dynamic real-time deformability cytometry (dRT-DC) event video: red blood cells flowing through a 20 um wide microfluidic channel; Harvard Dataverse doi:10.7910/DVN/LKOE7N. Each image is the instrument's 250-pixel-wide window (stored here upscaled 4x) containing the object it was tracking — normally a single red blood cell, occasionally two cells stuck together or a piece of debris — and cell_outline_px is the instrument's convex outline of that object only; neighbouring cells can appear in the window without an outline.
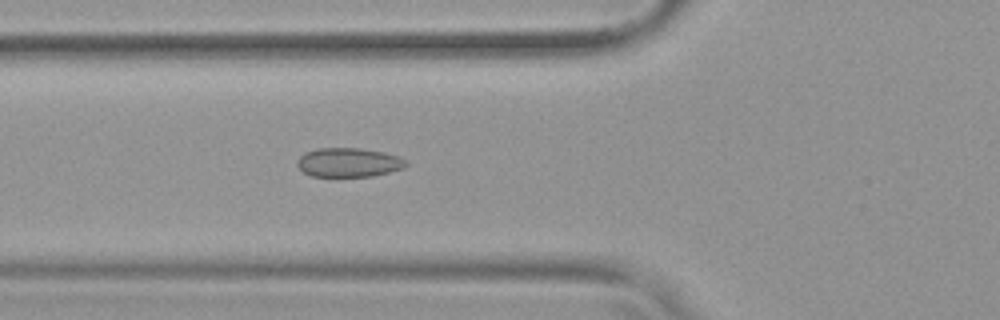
{"species": "common noctule bat (a hibernating species)", "species_latin": "Nyctalus noctula", "temperature_condition": "warm", "stored_images_in_passage": 38, "camera_frame_rate_fps": 3000, "um_per_image_px": 0.085, "animal": {"sex": "female", "body_mass_g": 19.9}, "frame": {"image": 1, "passage_image": 5, "time_ms": 1.333, "image_size_px": [1000, 320], "cell_outline_px": [[408, 164], [404, 168], [372, 176], [312, 176], [304, 172], [296, 164], [296, 160], [304, 152], [320, 148], [360, 148], [384, 152], [400, 156]], "centroid_in_image_um": [29.63, 13.8], "position_along_channel_um": 96.2, "area_um2": 18.44}}
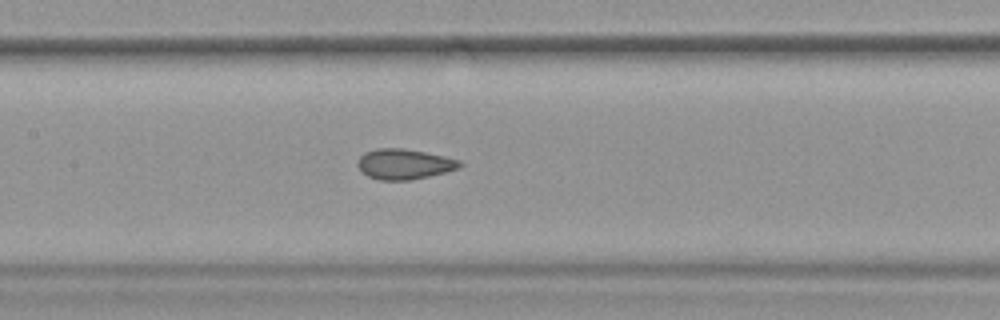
{"frame": {"image": 2, "passage_image": 11, "time_ms": 3.333, "image_size_px": [1000, 320], "cell_outline_px": [[464, 164], [460, 168], [412, 180], [380, 180], [368, 176], [360, 172], [356, 164], [360, 156], [364, 152], [376, 148], [400, 148], [424, 152], [444, 156], [460, 160]], "centroid_in_image_um": [34.33, 13.95], "position_along_channel_um": 173.1, "area_um2": 18.15}}
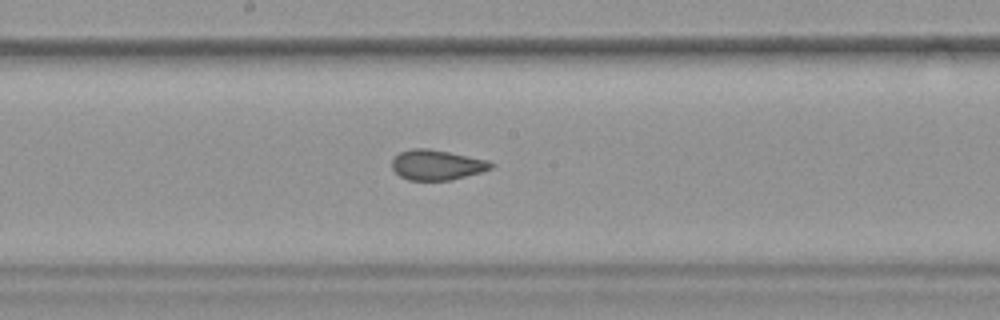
{"frame": {"image": 3, "passage_image": 14, "time_ms": 4.333, "image_size_px": [1000, 320], "cell_outline_px": [[496, 164], [492, 168], [480, 172], [452, 180], [408, 180], [400, 176], [392, 168], [392, 160], [400, 152], [412, 148], [428, 148], [488, 160]], "centroid_in_image_um": [37.14, 14.02], "position_along_channel_um": 211.1, "area_um2": 17.34}, "authors_computed_cell_mechanics": {"area_um2": 18.207, "velocity_mm_per_s": 3.8218, "shape_relaxation_time_tau1_ms": null, "shape_relaxation_time_tau2_ms": 1.2562, "deformation_change_tau1": null, "deformation_change_tau2": 0.0581}}